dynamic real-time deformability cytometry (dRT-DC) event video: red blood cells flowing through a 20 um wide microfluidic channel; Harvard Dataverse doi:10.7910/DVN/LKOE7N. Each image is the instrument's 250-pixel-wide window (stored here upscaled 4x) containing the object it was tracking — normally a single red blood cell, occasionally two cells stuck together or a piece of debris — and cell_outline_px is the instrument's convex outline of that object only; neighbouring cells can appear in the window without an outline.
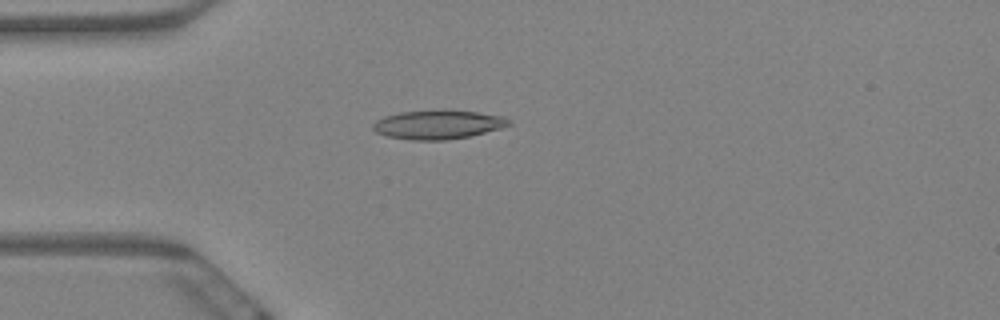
{"species": "Egyptian fruit bat (a non-hibernating species)", "species_latin": "Rousettus aegyptiacus", "temperature_condition": "warm", "stored_images_in_passage": 4, "camera_frame_rate_fps": 3000, "um_per_image_px": 0.085, "animal": {"sex": "female"}, "frame": {"image": 1, "passage_image": 4, "time_ms": 1.0, "image_size_px": [1000, 320], "cell_outline_px": [[512, 124], [500, 128], [468, 136], [444, 140], [412, 140], [388, 136], [376, 132], [372, 128], [372, 124], [376, 120], [384, 116], [400, 112], [476, 112], [504, 116]], "centroid_in_image_um": [37.19, 10.62], "position_along_channel_um": 47.8, "area_um2": 22.02}}